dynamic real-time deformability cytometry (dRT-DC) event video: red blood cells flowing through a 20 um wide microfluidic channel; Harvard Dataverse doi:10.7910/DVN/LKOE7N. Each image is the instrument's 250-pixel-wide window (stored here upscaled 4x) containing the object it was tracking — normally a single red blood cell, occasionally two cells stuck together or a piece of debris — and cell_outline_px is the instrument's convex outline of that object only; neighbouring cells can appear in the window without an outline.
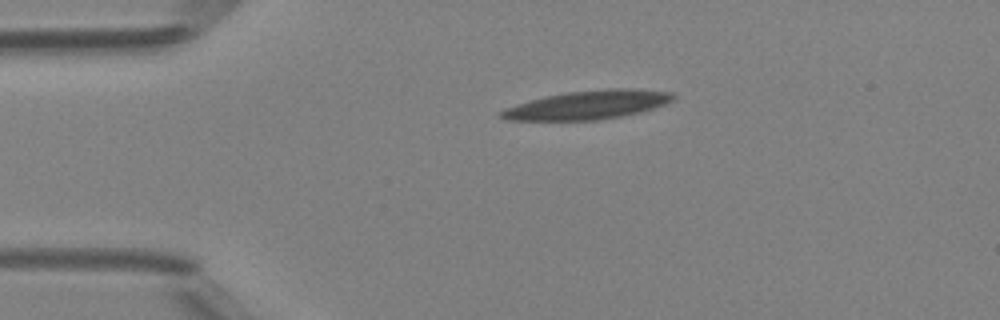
{"species": "Egyptian fruit bat (a non-hibernating species)", "species_latin": "Rousettus aegyptiacus", "temperature_condition": "room temperature", "stored_images_in_passage": 42, "camera_frame_rate_fps": 3000, "um_per_image_px": 0.085, "animal": {"sex": "female"}, "frame": {"image": 1, "passage_image": 1, "time_ms": 0.0, "image_size_px": [1000, 320], "cell_outline_px": [[676, 100], [640, 112], [620, 116], [596, 120], [508, 120], [496, 116], [504, 108], [516, 104], [544, 96], [568, 92], [608, 88], [636, 88], [672, 92], [676, 96]], "centroid_in_image_um": [49.97, 8.9], "position_along_channel_um": 35.0, "area_um2": 28.9}}
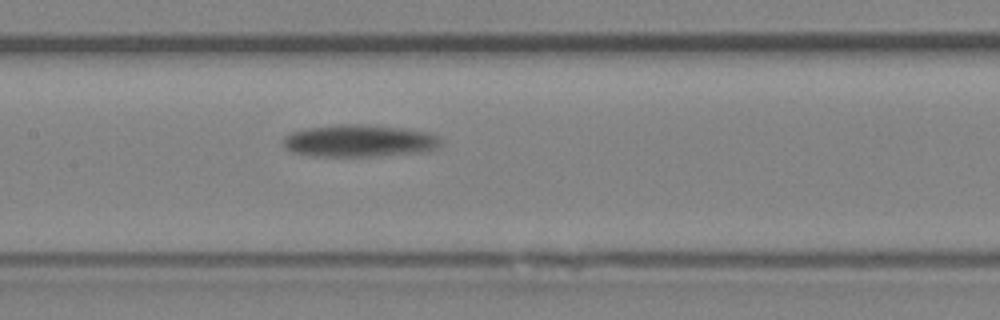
{"frame": {"image": 2, "passage_image": 15, "time_ms": 4.667, "image_size_px": [1000, 320], "cell_outline_px": [[440, 148], [428, 152], [380, 156], [316, 156], [292, 152], [284, 148], [284, 136], [292, 132], [308, 128], [344, 124], [368, 124], [400, 128], [428, 132], [436, 136], [440, 140]], "centroid_in_image_um": [30.58, 11.98], "position_along_channel_um": 176.8, "area_um2": 29.71}}
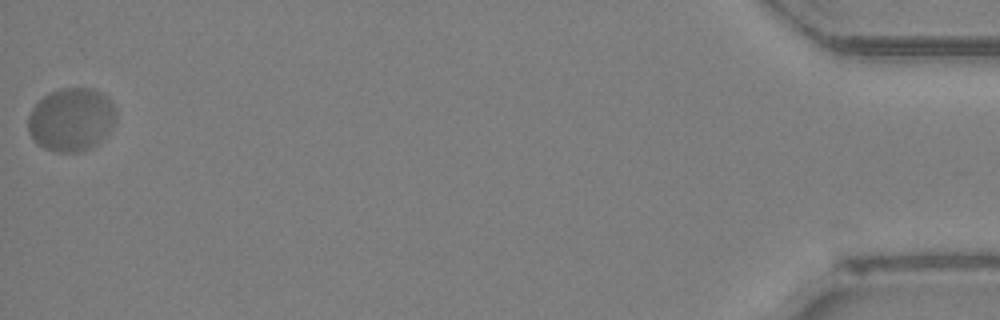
{"frame": {"image": 3, "passage_image": 42, "time_ms": 13.667, "image_size_px": [1000, 320], "cell_outline_px": [[116, 120], [108, 132], [92, 148], [84, 152], [56, 152], [44, 148], [36, 144], [32, 140], [28, 132], [28, 116], [32, 108], [44, 96], [60, 88], [92, 88], [108, 96], [112, 100], [116, 108]], "centroid_in_image_um": [6.07, 10.17], "position_along_channel_um": 429.1, "area_um2": 32.83}, "authors_computed_cell_mechanics": {"area_um2": 29.8248, "velocity_mm_per_s": 3.9121, "shape_relaxation_time_tau1_ms": 7.371, "shape_relaxation_time_tau2_ms": null, "deformation_change_tau1": 0.2099, "deformation_change_tau2": null}}